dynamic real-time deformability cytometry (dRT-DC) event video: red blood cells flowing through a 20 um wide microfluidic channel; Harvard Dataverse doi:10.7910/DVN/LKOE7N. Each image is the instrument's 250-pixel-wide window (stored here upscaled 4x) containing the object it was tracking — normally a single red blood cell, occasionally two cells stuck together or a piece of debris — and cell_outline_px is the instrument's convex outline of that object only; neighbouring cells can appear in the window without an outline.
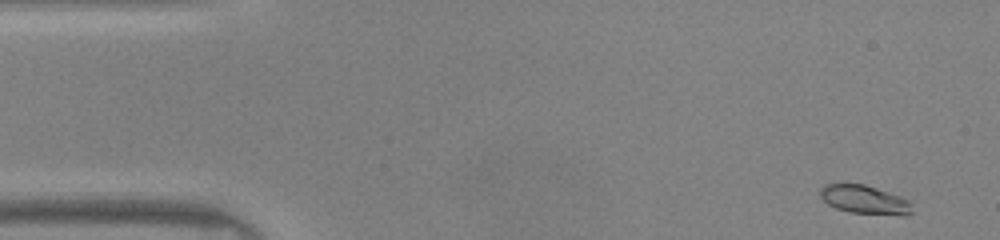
{"species": "common noctule bat (a hibernating species)", "species_latin": "Nyctalus noctula", "temperature_condition": "warm", "stored_images_in_passage": 9, "camera_frame_rate_fps": 3000, "um_per_image_px": 0.085, "animal": {"sex": "male", "body_mass_g": 20.0, "forearm_length_mm": 53.3}, "frame": {"image": 1, "passage_image": 1, "time_ms": 0.0, "image_size_px": [1000, 240], "cell_outline_px": [[912, 212], [908, 216], [900, 216], [848, 212], [836, 208], [828, 204], [820, 196], [820, 188], [824, 184], [864, 184], [900, 196], [908, 200], [912, 204]], "centroid_in_image_um": [73.52, 16.99], "position_along_channel_um": 11.5, "area_um2": 15.49}}